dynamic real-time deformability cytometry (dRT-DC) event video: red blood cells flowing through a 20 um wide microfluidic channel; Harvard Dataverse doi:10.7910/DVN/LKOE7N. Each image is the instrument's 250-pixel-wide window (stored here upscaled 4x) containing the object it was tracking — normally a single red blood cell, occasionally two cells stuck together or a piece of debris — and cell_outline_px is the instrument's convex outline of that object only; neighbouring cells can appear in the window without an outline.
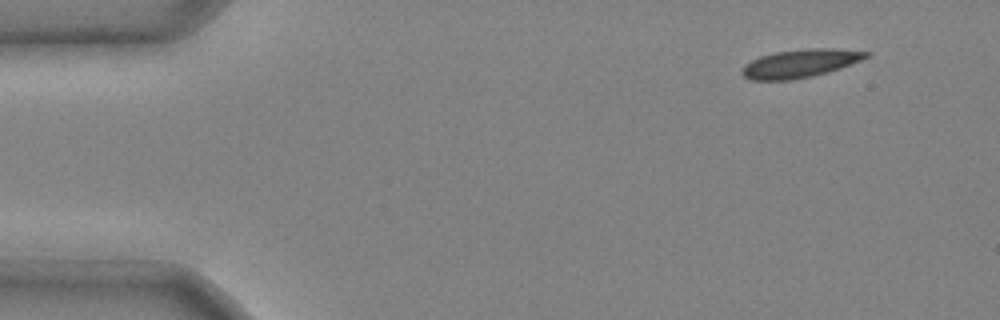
{"species": "common noctule bat (a hibernating species)", "species_latin": "Nyctalus noctula", "temperature_condition": "cold", "stored_images_in_passage": 6, "camera_frame_rate_fps": 3000, "um_per_image_px": 0.085, "animal": {"sex": "male", "body_mass_g": 20.4}, "frame": {"image": 1, "passage_image": 1, "time_ms": 0.0, "image_size_px": [1000, 320], "cell_outline_px": [[872, 52], [868, 56], [860, 60], [840, 68], [808, 76], [788, 80], [752, 80], [744, 76], [740, 72], [752, 60], [760, 56], [776, 52], [808, 48], [836, 48]], "centroid_in_image_um": [68.03, 5.37], "position_along_channel_um": 17.0, "area_um2": 19.94}}
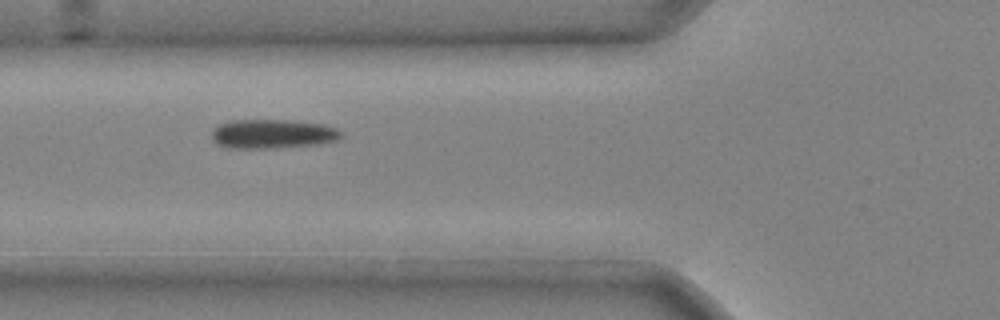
{"frame": {"image": 2, "passage_image": 4, "time_ms": 1.0, "image_size_px": [1000, 320], "cell_outline_px": [[344, 136], [336, 140], [316, 144], [268, 148], [228, 148], [216, 144], [212, 140], [212, 132], [220, 124], [228, 120], [292, 120], [320, 124], [336, 128]], "centroid_in_image_um": [23.13, 11.38], "position_along_channel_um": 102.7, "area_um2": 21.85}}
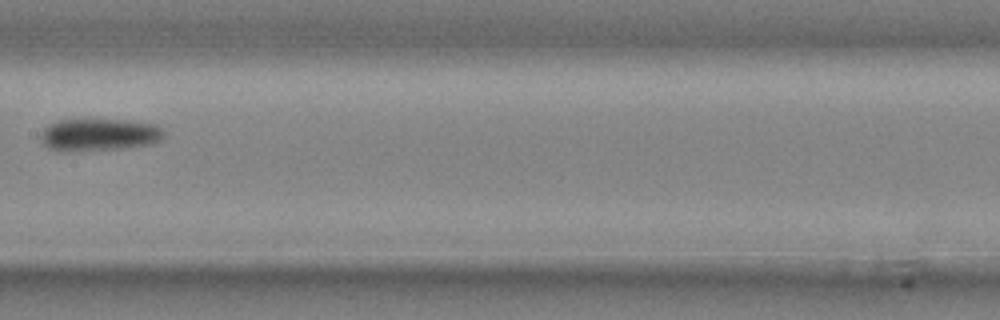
{"frame": {"image": 3, "passage_image": 6, "time_ms": 1.667, "image_size_px": [1000, 320], "cell_outline_px": [[164, 136], [160, 140], [152, 144], [128, 148], [64, 152], [60, 152], [48, 148], [40, 140], [40, 132], [48, 124], [56, 120], [80, 116], [92, 116], [128, 120], [156, 124], [164, 132]], "centroid_in_image_um": [8.35, 11.4], "position_along_channel_um": 199.0, "area_um2": 24.85}}